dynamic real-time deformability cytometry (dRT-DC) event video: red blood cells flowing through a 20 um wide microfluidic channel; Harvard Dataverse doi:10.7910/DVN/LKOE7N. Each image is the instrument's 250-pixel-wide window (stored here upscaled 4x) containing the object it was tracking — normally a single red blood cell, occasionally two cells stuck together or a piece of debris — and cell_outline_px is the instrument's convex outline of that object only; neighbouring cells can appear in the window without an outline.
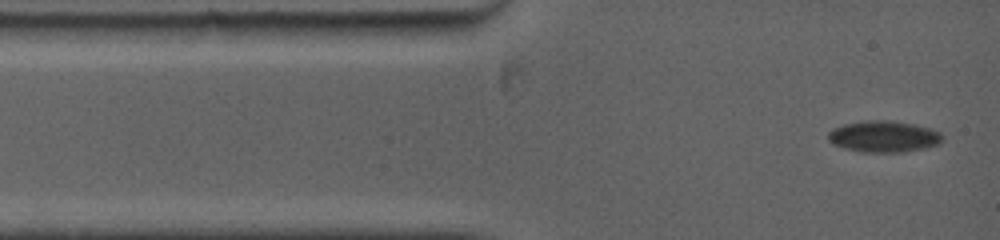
{"species": "common noctule bat (a hibernating species)", "species_latin": "Nyctalus noctula", "temperature_condition": "warm", "stored_images_in_passage": 4, "camera_frame_rate_fps": 5000, "um_per_image_px": 0.085, "animal": {"sex": "female", "body_mass_g": 19.0, "forearm_length_mm": 53.3}, "frame": {"image": 1, "passage_image": 1, "time_ms": 0.0, "image_size_px": [1000, 240], "cell_outline_px": [[940, 140], [936, 144], [924, 148], [904, 152], [860, 152], [832, 144], [828, 140], [828, 132], [832, 128], [844, 124], [880, 120], [912, 124], [928, 128], [940, 132]], "centroid_in_image_um": [75.05, 11.62], "position_along_channel_um": 10.0, "area_um2": 20.35}}
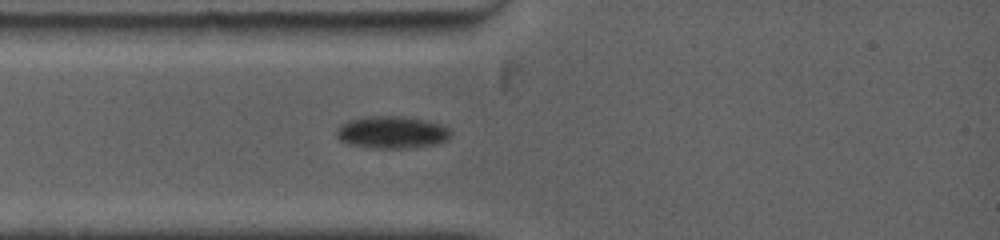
{"frame": {"image": 2, "passage_image": 4, "time_ms": 2.2, "image_size_px": [1000, 240], "cell_outline_px": [[452, 136], [436, 144], [408, 148], [368, 148], [348, 144], [340, 140], [336, 136], [336, 128], [340, 124], [348, 120], [368, 116], [400, 116], [424, 120], [440, 124], [448, 128], [452, 132]], "centroid_in_image_um": [33.27, 11.25], "position_along_channel_um": 51.7, "area_um2": 21.62}}